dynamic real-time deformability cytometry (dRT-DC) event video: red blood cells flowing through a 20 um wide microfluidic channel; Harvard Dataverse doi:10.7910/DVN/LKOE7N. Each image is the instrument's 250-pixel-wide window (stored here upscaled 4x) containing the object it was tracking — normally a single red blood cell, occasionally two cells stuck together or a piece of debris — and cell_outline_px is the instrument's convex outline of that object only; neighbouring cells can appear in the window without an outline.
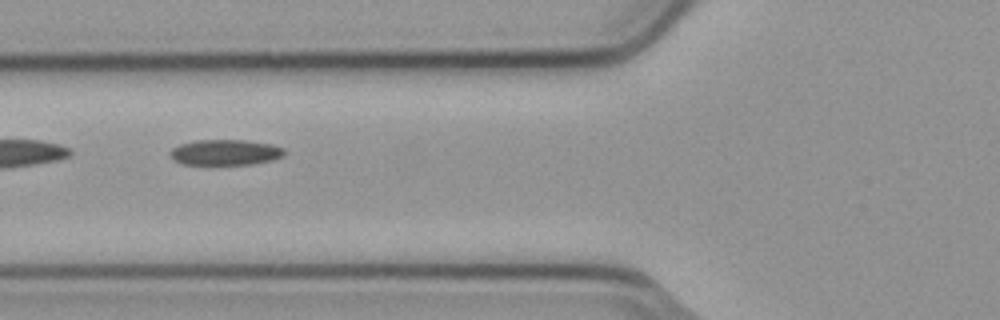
{"species": "common noctule bat (a hibernating species)", "species_latin": "Nyctalus noctula", "temperature_condition": "cold", "stored_images_in_passage": 5, "camera_frame_rate_fps": 3000, "um_per_image_px": 0.085, "animal": {"sex": "male", "body_mass_g": 23.1, "forearm_length_mm": 52.7}, "frame": {"image": 1, "passage_image": 3, "time_ms": 0.667, "image_size_px": [1000, 320], "cell_outline_px": [[284, 156], [272, 160], [252, 164], [184, 164], [176, 160], [168, 152], [172, 148], [180, 144], [196, 140], [244, 140], [272, 144], [284, 148]], "centroid_in_image_um": [19.17, 12.94], "position_along_channel_um": 106.6, "area_um2": 16.94}}
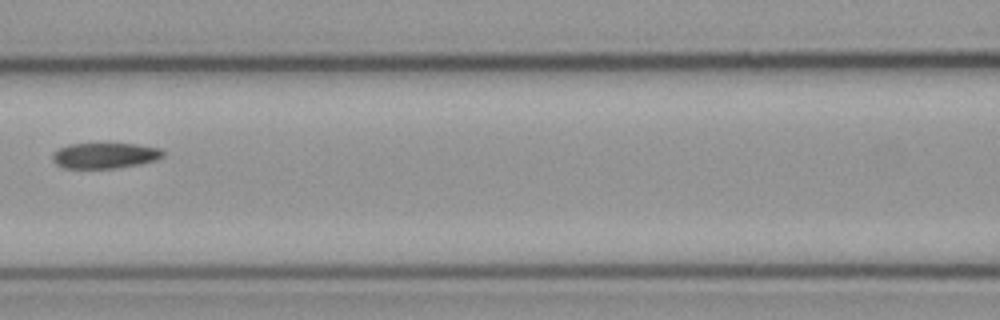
{"frame": {"image": 2, "passage_image": 4, "time_ms": 1.0, "image_size_px": [1000, 320], "cell_outline_px": [[164, 156], [156, 160], [140, 164], [116, 168], [64, 168], [56, 164], [52, 160], [52, 152], [68, 144], [136, 144], [160, 148], [164, 152]], "centroid_in_image_um": [8.91, 13.22], "position_along_channel_um": 157.7, "area_um2": 16.53}}
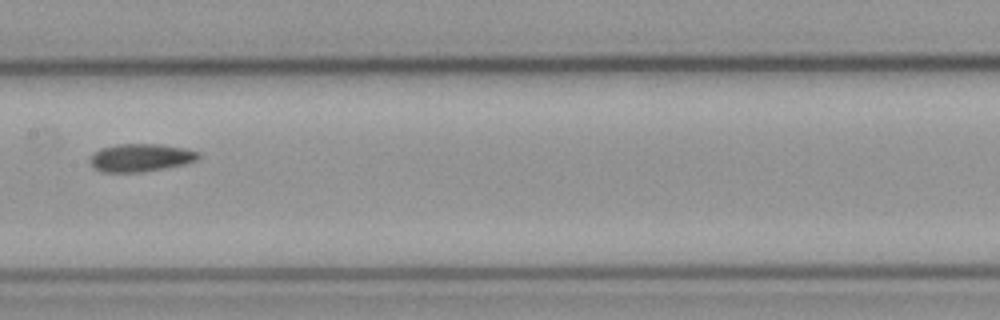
{"frame": {"image": 3, "passage_image": 5, "time_ms": 1.333, "image_size_px": [1000, 320], "cell_outline_px": [[200, 156], [196, 160], [184, 164], [164, 168], [140, 172], [100, 172], [92, 164], [92, 152], [100, 148], [116, 144], [160, 144], [188, 148], [200, 152]], "centroid_in_image_um": [11.99, 13.38], "position_along_channel_um": 195.4, "area_um2": 17.63}}